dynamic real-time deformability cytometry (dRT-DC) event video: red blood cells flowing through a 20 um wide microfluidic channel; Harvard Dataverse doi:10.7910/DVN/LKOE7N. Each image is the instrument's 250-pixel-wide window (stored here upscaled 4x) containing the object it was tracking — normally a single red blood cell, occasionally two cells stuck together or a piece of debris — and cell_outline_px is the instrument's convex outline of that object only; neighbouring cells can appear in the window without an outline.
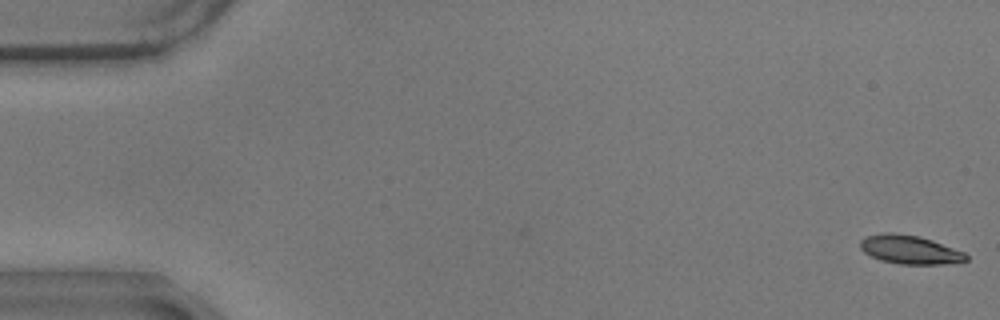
{"species": "common noctule bat (a hibernating species)", "species_latin": "Nyctalus noctula", "temperature_condition": "warm", "stored_images_in_passage": 59, "segment_of_instrument_passage": [1, 2], "camera_frame_rate_fps": 3000, "um_per_image_px": 0.085, "animal": {"sex": "male", "body_mass_g": 17.9}, "frame": {"image": 1, "passage_image": 1, "time_ms": 0.0, "image_size_px": [1000, 320], "cell_outline_px": [[968, 260], [944, 264], [900, 264], [880, 260], [864, 252], [860, 248], [860, 240], [864, 236], [880, 232], [892, 232], [920, 236], [932, 240], [964, 252], [968, 256]], "centroid_in_image_um": [77.29, 21.2], "position_along_channel_um": 7.7, "area_um2": 17.8}}
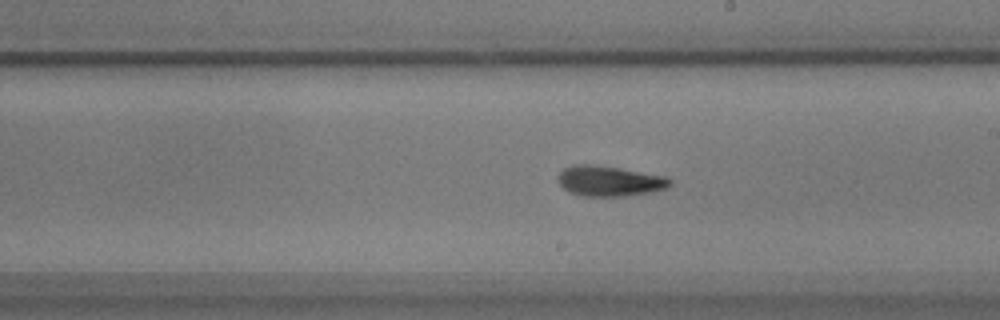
{"frame": {"image": 2, "passage_image": 33, "time_ms": 10.667, "image_size_px": [1000, 320], "cell_outline_px": [[672, 184], [668, 188], [648, 192], [624, 196], [584, 196], [568, 192], [556, 180], [556, 176], [564, 168], [572, 164], [596, 164], [668, 176], [672, 180]], "centroid_in_image_um": [51.79, 15.37], "position_along_channel_um": 237.2, "area_um2": 20.11}}
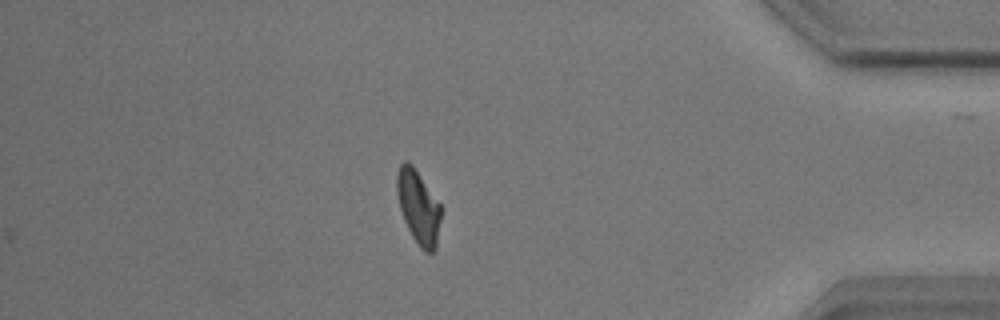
{"frame": {"image": 3, "passage_image": 50, "time_ms": 16.333, "image_size_px": [1000, 320], "cell_outline_px": [[440, 220], [436, 248], [432, 252], [424, 252], [416, 244], [404, 220], [400, 208], [396, 192], [396, 172], [400, 164], [404, 160], [408, 160], [412, 164], [440, 204]], "centroid_in_image_um": [35.53, 17.58], "position_along_channel_um": 399.7, "area_um2": 18.9}}